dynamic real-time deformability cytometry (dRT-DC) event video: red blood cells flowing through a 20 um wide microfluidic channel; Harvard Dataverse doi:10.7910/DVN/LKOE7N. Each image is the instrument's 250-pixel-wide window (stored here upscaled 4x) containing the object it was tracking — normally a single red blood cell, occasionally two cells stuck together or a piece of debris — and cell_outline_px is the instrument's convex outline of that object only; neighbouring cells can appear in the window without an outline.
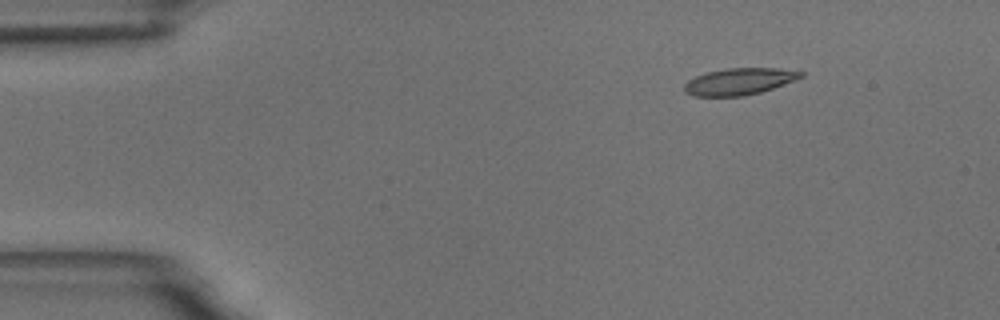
{"species": "common noctule bat (a hibernating species)", "species_latin": "Nyctalus noctula", "temperature_condition": "room temperature", "stored_images_in_passage": 11, "camera_frame_rate_fps": 3000, "um_per_image_px": 0.085, "animal": {"sex": "male", "body_mass_g": 18.8}, "frame": {"image": 1, "passage_image": 2, "time_ms": 2.0, "image_size_px": [1000, 320], "cell_outline_px": [[804, 76], [796, 80], [760, 92], [744, 96], [692, 96], [684, 92], [684, 84], [688, 80], [696, 76], [708, 72], [728, 68], [776, 68], [804, 72]], "centroid_in_image_um": [62.83, 6.93], "position_along_channel_um": 22.2, "area_um2": 18.09}}
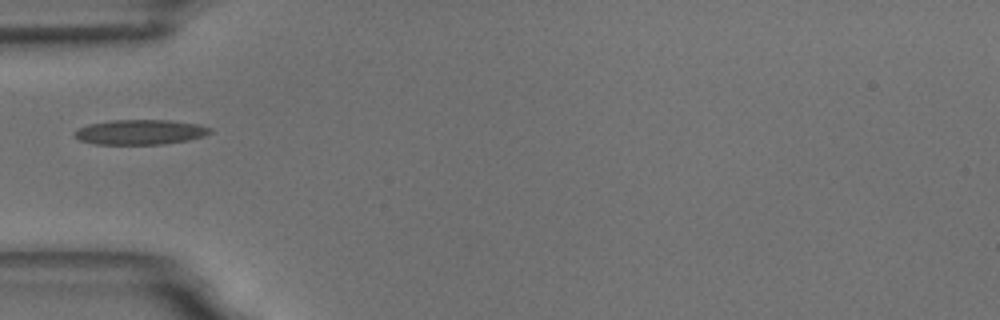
{"frame": {"image": 2, "passage_image": 5, "time_ms": 5.667, "image_size_px": [1000, 320], "cell_outline_px": [[212, 132], [204, 136], [188, 140], [164, 144], [96, 144], [80, 140], [72, 132], [76, 128], [88, 124], [112, 120], [168, 120], [200, 124], [212, 128]], "centroid_in_image_um": [11.92, 11.22], "position_along_channel_um": 73.1, "area_um2": 19.83}}
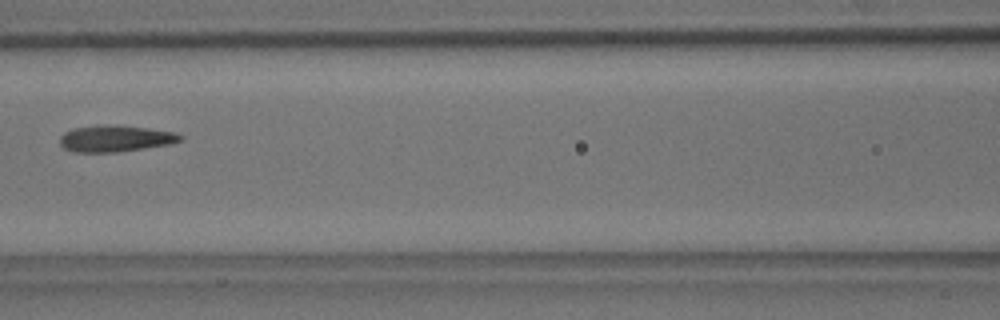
{"frame": {"image": 3, "passage_image": 7, "time_ms": 8.0, "image_size_px": [1000, 320], "cell_outline_px": [[184, 140], [172, 144], [116, 152], [72, 152], [64, 148], [60, 144], [60, 136], [64, 132], [72, 128], [148, 128], [176, 132], [184, 136]], "centroid_in_image_um": [9.87, 11.83], "position_along_channel_um": 156.7, "area_um2": 17.69}}